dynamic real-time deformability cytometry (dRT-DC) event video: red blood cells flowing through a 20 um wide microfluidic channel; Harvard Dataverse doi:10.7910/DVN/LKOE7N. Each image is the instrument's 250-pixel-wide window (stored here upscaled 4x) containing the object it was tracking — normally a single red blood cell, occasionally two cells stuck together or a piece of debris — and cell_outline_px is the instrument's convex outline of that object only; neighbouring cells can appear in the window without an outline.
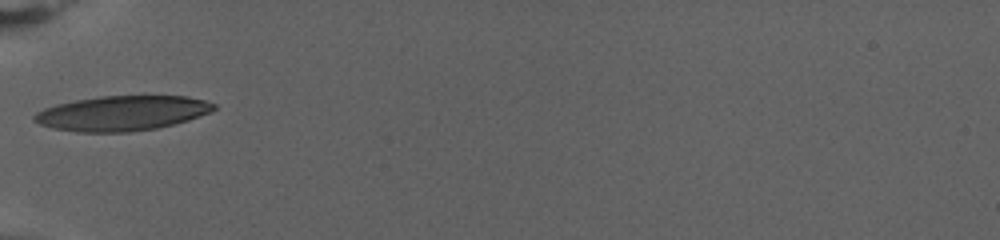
{"species": "human", "species_latin": "Homo sapiens", "temperature_condition": "warm", "stored_images_in_passage": 31, "camera_frame_rate_fps": 3000, "um_per_image_px": 0.085, "donor": {"sex": "female"}, "frame": {"image": 1, "passage_image": 1, "time_ms": 0.0, "image_size_px": [1000, 240], "cell_outline_px": [[216, 108], [212, 112], [188, 120], [156, 128], [128, 132], [80, 132], [52, 128], [40, 124], [32, 120], [32, 116], [36, 112], [44, 108], [56, 104], [76, 100], [100, 96], [188, 96], [204, 100], [216, 104]], "centroid_in_image_um": [10.37, 9.62], "position_along_channel_um": 74.6, "area_um2": 36.53}}
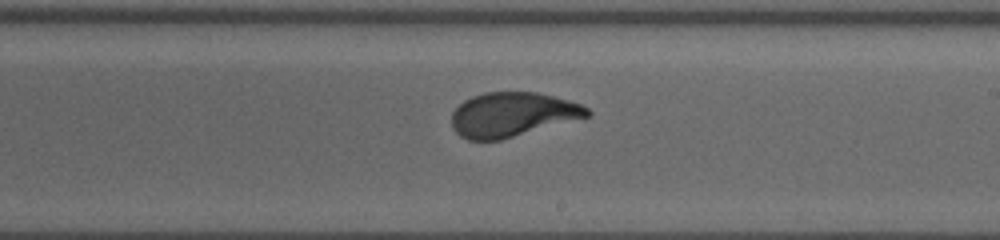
{"frame": {"image": 2, "passage_image": 13, "time_ms": 4.0, "image_size_px": [1000, 240], "cell_outline_px": [[592, 112], [588, 116], [500, 140], [468, 140], [460, 136], [452, 128], [452, 112], [464, 100], [472, 96], [484, 92], [536, 92], [568, 100], [580, 104], [588, 108]], "centroid_in_image_um": [43.51, 9.73], "position_along_channel_um": 245.5, "area_um2": 34.74}}
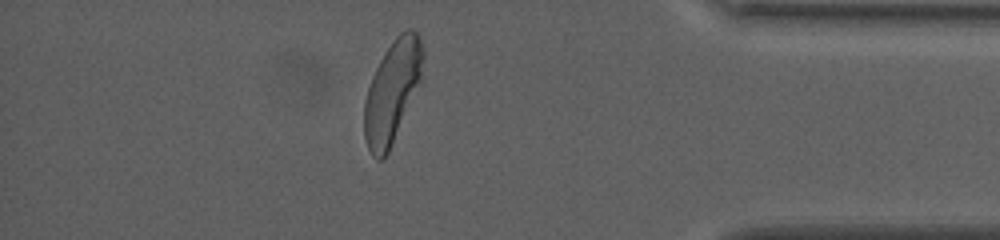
{"frame": {"image": 3, "passage_image": 26, "time_ms": 8.333, "image_size_px": [1000, 240], "cell_outline_px": [[424, 56], [420, 84], [388, 152], [380, 160], [376, 160], [372, 156], [368, 148], [364, 136], [364, 100], [372, 76], [384, 52], [396, 36], [400, 32], [408, 28], [412, 28], [420, 36], [424, 52]], "centroid_in_image_um": [33.35, 7.75], "position_along_channel_um": 401.9, "area_um2": 34.91}}